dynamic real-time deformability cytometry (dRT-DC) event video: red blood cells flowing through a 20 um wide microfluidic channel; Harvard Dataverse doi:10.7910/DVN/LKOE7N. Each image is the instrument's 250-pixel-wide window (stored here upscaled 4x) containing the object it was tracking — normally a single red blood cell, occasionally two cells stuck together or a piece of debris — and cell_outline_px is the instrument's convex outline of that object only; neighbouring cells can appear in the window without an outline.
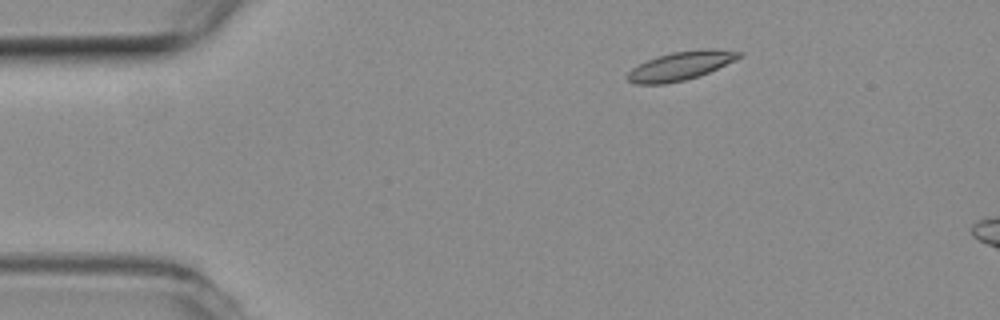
{"species": "common noctule bat (a hibernating species)", "species_latin": "Nyctalus noctula", "temperature_condition": "room temperature", "stored_images_in_passage": 2, "camera_frame_rate_fps": 3000, "um_per_image_px": 0.085, "animal": {"sex": "female", "body_mass_g": 19.3, "forearm_length_mm": 54.1}, "frame": {"image": 1, "passage_image": 1, "time_ms": 0.0, "image_size_px": [1000, 320], "cell_outline_px": [[744, 56], [736, 60], [700, 76], [684, 80], [664, 84], [636, 84], [628, 80], [624, 76], [632, 68], [648, 60], [672, 52], [704, 48], [716, 48], [744, 52]], "centroid_in_image_um": [57.92, 5.58], "position_along_channel_um": 27.1, "area_um2": 18.79}}